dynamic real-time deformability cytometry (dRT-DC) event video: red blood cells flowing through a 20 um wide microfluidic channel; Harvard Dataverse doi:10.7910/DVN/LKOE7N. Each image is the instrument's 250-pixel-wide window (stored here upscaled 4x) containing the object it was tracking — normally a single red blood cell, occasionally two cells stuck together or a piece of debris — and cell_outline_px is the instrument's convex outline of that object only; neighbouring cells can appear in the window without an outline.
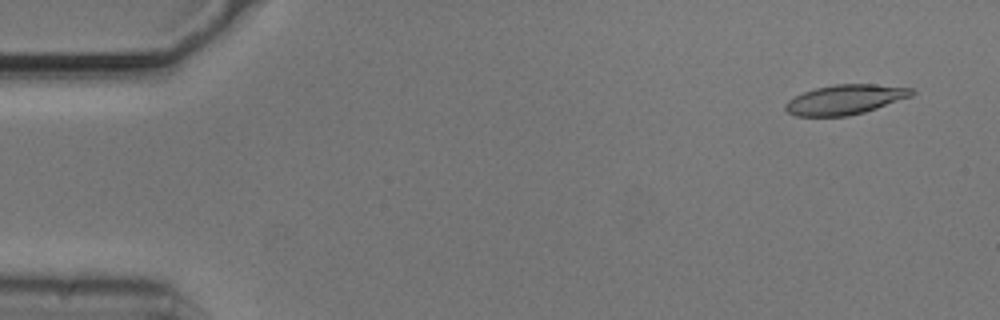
{"species": "common noctule bat (a hibernating species)", "species_latin": "Nyctalus noctula", "temperature_condition": "cold", "stored_images_in_passage": 52, "camera_frame_rate_fps": 3000, "um_per_image_px": 0.085, "animal": {"sex": "male", "body_mass_g": 20.5, "forearm_length_mm": 52.5}, "frame": {"image": 1, "passage_image": 1, "time_ms": 0.0, "image_size_px": [1000, 320], "cell_outline_px": [[916, 92], [912, 96], [864, 112], [848, 116], [796, 116], [788, 112], [784, 108], [784, 104], [792, 96], [816, 88], [832, 84], [872, 84], [912, 88]], "centroid_in_image_um": [71.81, 8.46], "position_along_channel_um": 13.2, "area_um2": 21.91}}
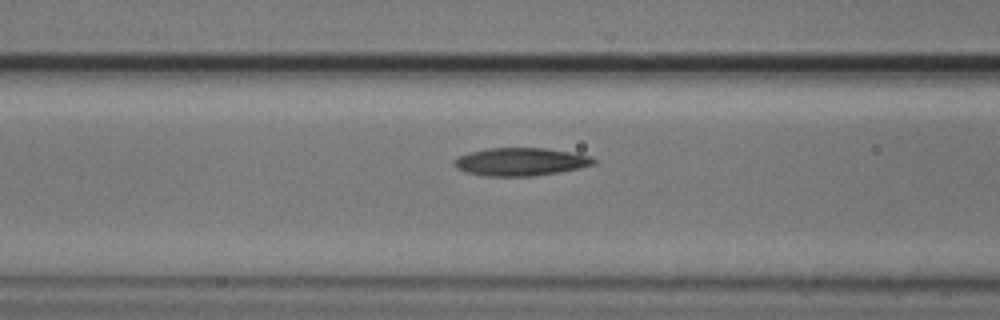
{"frame": {"image": 2, "passage_image": 19, "time_ms": 6.0, "image_size_px": [1000, 320], "cell_outline_px": [[596, 164], [580, 168], [560, 172], [532, 176], [484, 176], [468, 172], [456, 168], [452, 160], [468, 152], [488, 148], [544, 148], [592, 156], [596, 160]], "centroid_in_image_um": [44.26, 13.75], "position_along_channel_um": 122.3, "area_um2": 22.72}}
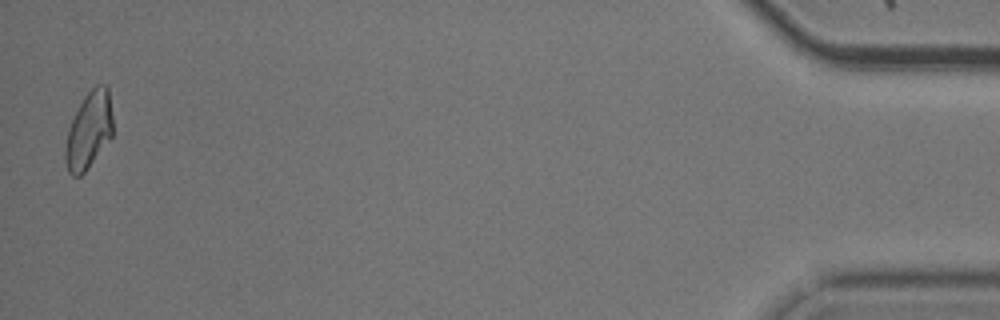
{"frame": {"image": 3, "passage_image": 51, "time_ms": 16.667, "image_size_px": [1000, 320], "cell_outline_px": [[112, 136], [88, 168], [80, 176], [72, 176], [68, 172], [64, 160], [64, 152], [68, 128], [84, 96], [96, 84], [108, 84], [112, 116]], "centroid_in_image_um": [7.54, 11.08], "position_along_channel_um": 427.7, "area_um2": 21.33}, "authors_computed_cell_mechanics": {"area_um2": 21.8484, "velocity_mm_per_s": 3.7159, "shape_relaxation_time_tau1_ms": 7.5127, "shape_relaxation_time_tau2_ms": 6.8664, "deformation_change_tau1": 0.165, "deformation_change_tau2": 0.1446}}